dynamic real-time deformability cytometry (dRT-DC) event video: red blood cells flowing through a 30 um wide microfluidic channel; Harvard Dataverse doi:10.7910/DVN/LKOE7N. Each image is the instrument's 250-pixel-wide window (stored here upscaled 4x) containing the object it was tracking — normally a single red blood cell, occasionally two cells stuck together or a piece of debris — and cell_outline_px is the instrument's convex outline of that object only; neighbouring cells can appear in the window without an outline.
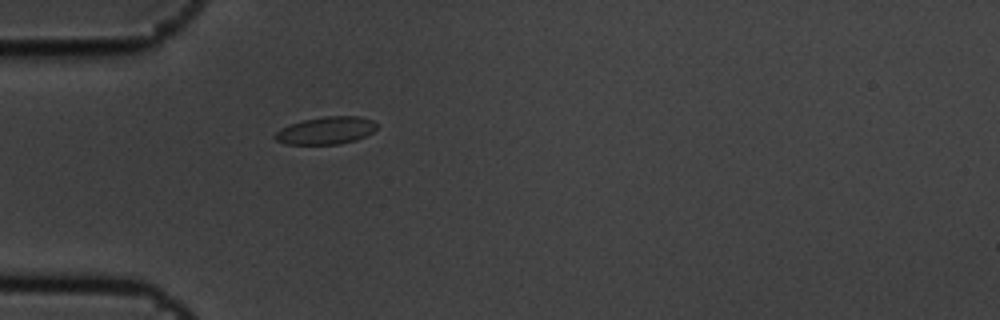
{"species": "common noctule bat (a hibernating species)", "species_latin": "Nyctalus noctula", "temperature_condition": "cold", "stored_images_in_passage": 1, "camera_frame_rate_fps": 3000, "um_per_image_px": 0.085, "animal": {"sex": "male", "body_mass_g": 19.5, "forearm_length_mm": 54.6}, "frame": {"image": 1, "passage_image": 1, "time_ms": 0.0, "image_size_px": [1000, 320], "cell_outline_px": [[380, 124], [372, 132], [356, 140], [340, 144], [284, 144], [276, 140], [272, 136], [280, 128], [304, 120], [324, 116], [360, 116], [372, 120]], "centroid_in_image_um": [27.72, 11.09], "position_along_channel_um": 57.3, "area_um2": 16.36}}